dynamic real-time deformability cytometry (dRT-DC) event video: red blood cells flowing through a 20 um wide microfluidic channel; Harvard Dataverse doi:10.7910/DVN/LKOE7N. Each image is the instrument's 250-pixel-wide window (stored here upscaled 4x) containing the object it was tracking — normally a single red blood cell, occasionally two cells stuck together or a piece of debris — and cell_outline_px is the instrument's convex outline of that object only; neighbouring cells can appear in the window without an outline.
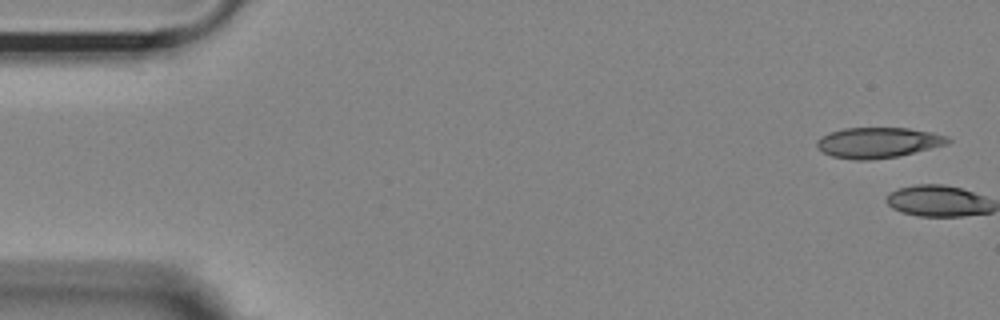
{"species": "Egyptian fruit bat (a non-hibernating species)", "species_latin": "Rousettus aegyptiacus", "temperature_condition": "room temperature", "stored_images_in_passage": 2, "camera_frame_rate_fps": 3000, "um_per_image_px": 0.085, "animal": {"sex": "female"}, "frame": {"image": 1, "passage_image": 1, "time_ms": 0.0, "image_size_px": [1000, 320], "cell_outline_px": [[952, 140], [948, 144], [900, 156], [868, 160], [856, 160], [832, 156], [816, 148], [816, 140], [828, 132], [844, 128], [908, 128], [932, 132], [948, 136]], "centroid_in_image_um": [74.64, 12.12], "position_along_channel_um": 10.4, "area_um2": 23.47}}